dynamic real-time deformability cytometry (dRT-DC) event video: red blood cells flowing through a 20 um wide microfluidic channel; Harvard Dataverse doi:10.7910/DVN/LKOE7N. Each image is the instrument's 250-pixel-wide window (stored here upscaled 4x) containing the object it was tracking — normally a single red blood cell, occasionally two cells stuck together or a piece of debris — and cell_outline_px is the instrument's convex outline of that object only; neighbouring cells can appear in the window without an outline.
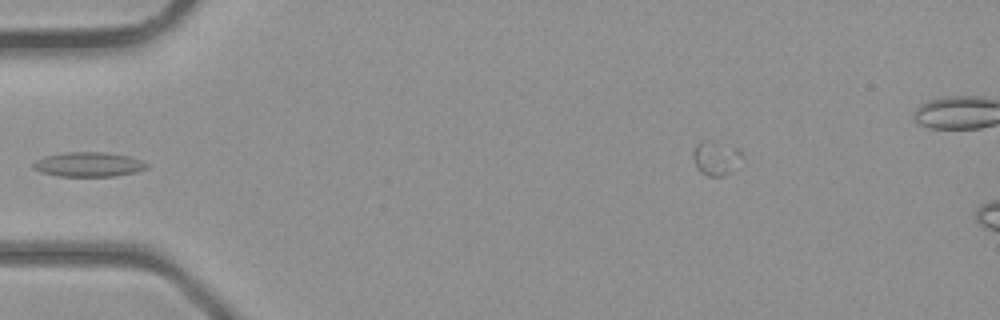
{"species": "common noctule bat (a hibernating species)", "species_latin": "Nyctalus noctula", "temperature_condition": "room temperature", "stored_images_in_passage": 4, "camera_frame_rate_fps": 3000, "um_per_image_px": 0.085, "animal": {"sex": "male", "body_mass_g": 23.1, "forearm_length_mm": 52.7}, "frame": {"image": 1, "passage_image": 4, "time_ms": 4.333, "image_size_px": [1000, 320], "cell_outline_px": [[148, 168], [136, 172], [116, 176], [56, 176], [40, 172], [32, 168], [32, 164], [36, 160], [44, 156], [64, 152], [104, 152], [132, 156], [144, 160], [148, 164]], "centroid_in_image_um": [7.55, 13.97], "position_along_channel_um": 77.4, "area_um2": 16.59}}